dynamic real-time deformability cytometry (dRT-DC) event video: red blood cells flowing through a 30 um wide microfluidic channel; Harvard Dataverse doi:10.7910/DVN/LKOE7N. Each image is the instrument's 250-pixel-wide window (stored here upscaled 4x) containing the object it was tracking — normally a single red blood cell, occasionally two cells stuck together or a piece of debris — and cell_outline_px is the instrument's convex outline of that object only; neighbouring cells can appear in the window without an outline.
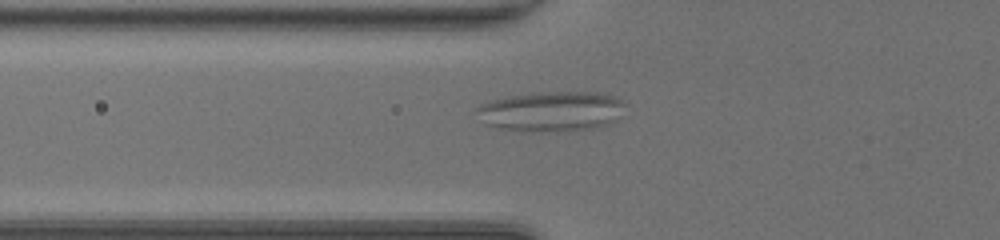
{"species": "common noctule bat (a hibernating species)", "species_latin": "Nyctalus noctula", "temperature_condition": "room temperature", "stored_images_in_passage": 56, "camera_frame_rate_fps": 3000, "um_per_image_px": 0.085, "animal": {"sex": "female", "body_mass_g": 20.0, "forearm_length_mm": 54.0}, "frame": {"image": 1, "passage_image": 24, "time_ms": 7.667, "image_size_px": [1000, 240], "cell_outline_px": [[628, 104], [620, 116], [616, 120], [608, 124], [596, 128], [572, 132], [500, 128], [488, 124], [472, 108], [488, 100], [508, 96], [536, 92], [604, 92], [616, 96]], "centroid_in_image_um": [46.96, 9.44], "position_along_channel_um": 78.8, "area_um2": 35.03}}
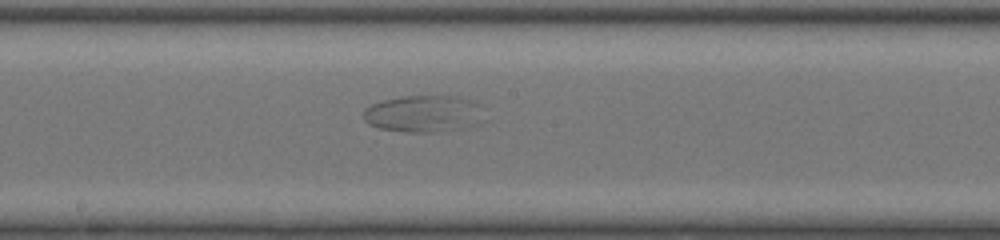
{"frame": {"image": 2, "passage_image": 34, "time_ms": 11.0, "image_size_px": [1000, 240], "cell_outline_px": [[488, 120], [480, 124], [464, 128], [436, 132], [408, 132], [380, 128], [368, 124], [364, 120], [364, 108], [372, 104], [384, 100], [400, 96], [456, 96], [472, 100], [480, 104]], "centroid_in_image_um": [36.11, 9.67], "position_along_channel_um": 212.1, "area_um2": 26.53}}
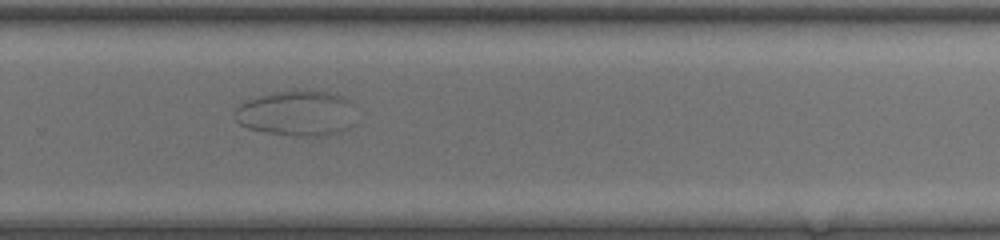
{"frame": {"image": 3, "passage_image": 41, "time_ms": 13.333, "image_size_px": [1000, 240], "cell_outline_px": [[356, 104], [344, 128], [340, 132], [324, 136], [292, 136], [268, 132], [248, 128], [240, 124], [236, 120], [232, 112], [244, 100], [272, 92], [296, 88], [328, 92], [340, 96]], "centroid_in_image_um": [25.14, 9.59], "position_along_channel_um": 304.7, "area_um2": 32.19}}